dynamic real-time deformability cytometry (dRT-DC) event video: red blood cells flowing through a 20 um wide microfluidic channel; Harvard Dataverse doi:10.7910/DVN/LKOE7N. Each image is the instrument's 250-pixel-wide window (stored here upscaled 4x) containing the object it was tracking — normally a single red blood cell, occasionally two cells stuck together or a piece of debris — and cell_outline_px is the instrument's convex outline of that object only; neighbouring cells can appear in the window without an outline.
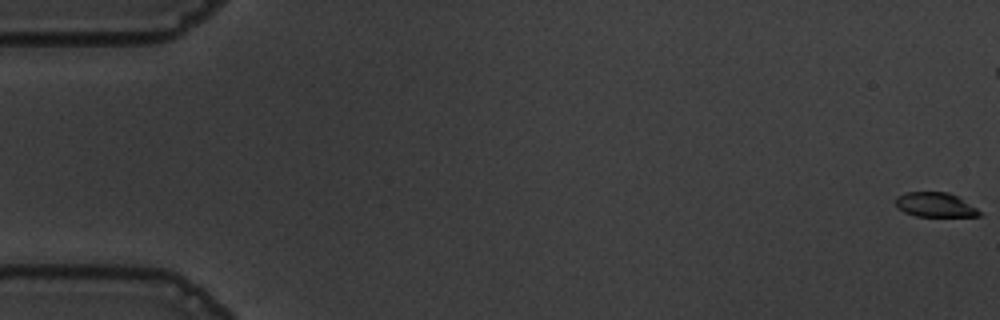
{"species": "common noctule bat (a hibernating species)", "species_latin": "Nyctalus noctula", "temperature_condition": "warm", "stored_images_in_passage": 58, "segment_of_instrument_passage": [1, 2], "camera_frame_rate_fps": 3000, "um_per_image_px": 0.085, "animal": {"sex": "male", "body_mass_g": 19.5, "forearm_length_mm": 54.6}, "frame": {"image": 1, "passage_image": 1, "time_ms": 0.0, "image_size_px": [1000, 320], "cell_outline_px": [[984, 216], [916, 216], [904, 212], [896, 208], [896, 196], [904, 192], [948, 192], [956, 196], [976, 208]], "centroid_in_image_um": [79.44, 17.4], "position_along_channel_um": 5.6, "area_um2": 11.91}}
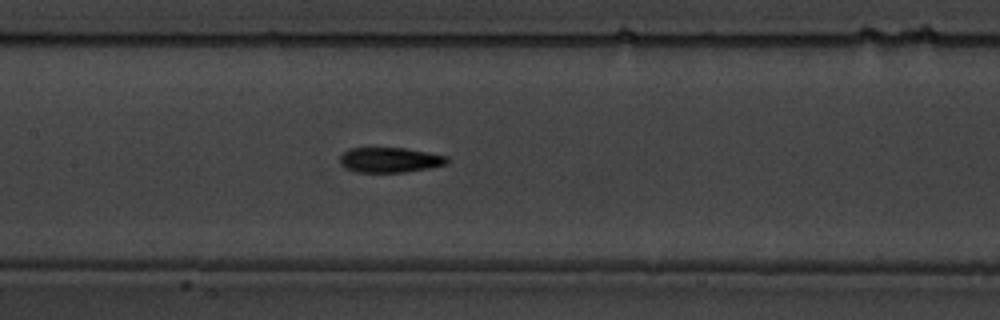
{"frame": {"image": 2, "passage_image": 28, "time_ms": 9.0, "image_size_px": [1000, 320], "cell_outline_px": [[448, 164], [428, 168], [404, 172], [356, 172], [344, 168], [340, 164], [340, 156], [348, 148], [404, 148], [428, 152], [448, 156]], "centroid_in_image_um": [33.13, 13.59], "position_along_channel_um": 174.3, "area_um2": 15.72}}
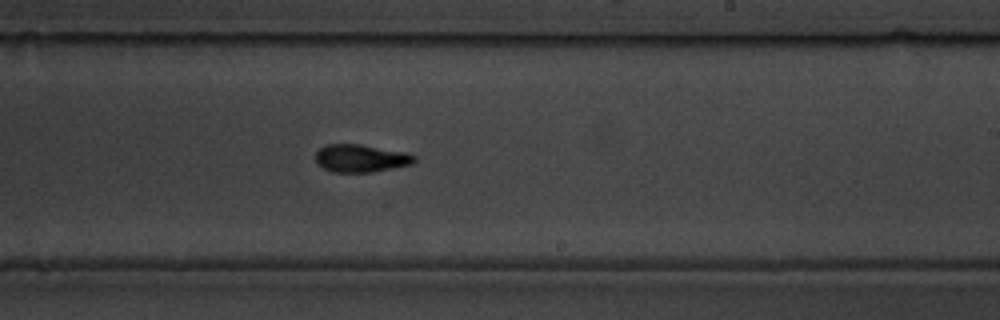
{"frame": {"image": 3, "passage_image": 35, "time_ms": 11.333, "image_size_px": [1000, 320], "cell_outline_px": [[416, 160], [412, 164], [372, 172], [332, 172], [324, 168], [316, 160], [316, 152], [324, 144], [360, 144], [404, 152], [416, 156]], "centroid_in_image_um": [30.67, 13.45], "position_along_channel_um": 258.3, "area_um2": 15.84}}